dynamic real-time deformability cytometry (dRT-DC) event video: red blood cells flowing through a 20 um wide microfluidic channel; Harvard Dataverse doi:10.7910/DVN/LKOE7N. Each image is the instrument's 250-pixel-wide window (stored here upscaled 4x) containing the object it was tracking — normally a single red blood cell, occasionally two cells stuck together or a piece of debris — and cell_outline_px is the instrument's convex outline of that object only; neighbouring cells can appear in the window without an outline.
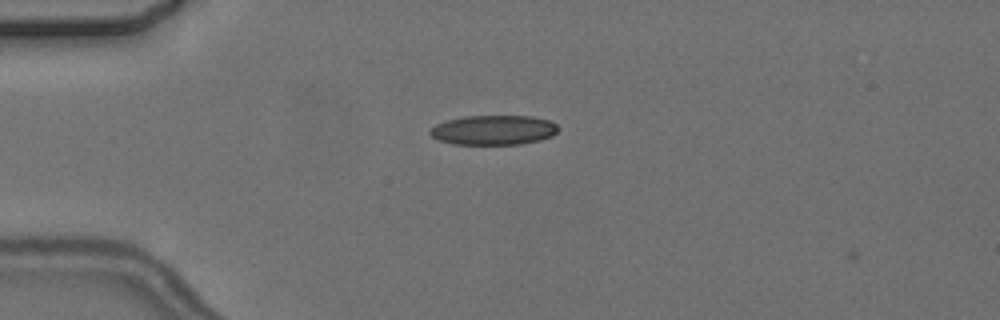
{"species": "common noctule bat (a hibernating species)", "species_latin": "Nyctalus noctula", "temperature_condition": "cold", "stored_images_in_passage": 2, "camera_frame_rate_fps": 3000, "um_per_image_px": 0.085, "animal": {"sex": "female", "body_mass_g": 24.6, "forearm_length_mm": 56.2}, "frame": {"image": 1, "passage_image": 1, "time_ms": 0.0, "image_size_px": [1000, 320], "cell_outline_px": [[556, 132], [552, 136], [540, 140], [520, 144], [452, 144], [440, 140], [432, 136], [428, 132], [436, 124], [448, 120], [464, 116], [532, 116], [548, 120], [556, 124]], "centroid_in_image_um": [41.94, 11.05], "position_along_channel_um": 43.1, "area_um2": 21.96}}